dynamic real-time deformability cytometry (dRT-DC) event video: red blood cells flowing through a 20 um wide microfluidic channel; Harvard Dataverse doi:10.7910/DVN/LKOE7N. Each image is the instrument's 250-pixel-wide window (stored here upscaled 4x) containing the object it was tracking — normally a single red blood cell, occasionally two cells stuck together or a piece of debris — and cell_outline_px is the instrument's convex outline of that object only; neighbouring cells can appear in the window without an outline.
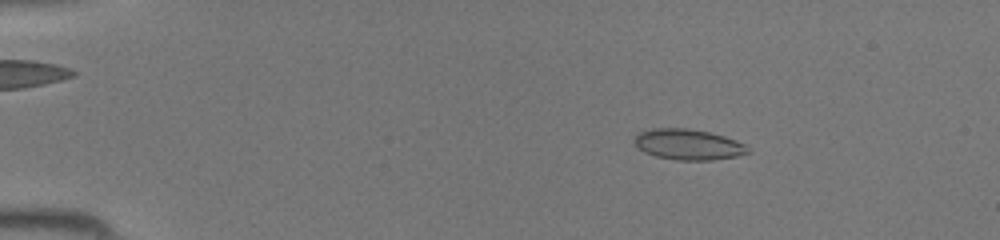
{"species": "common noctule bat (a hibernating species)", "species_latin": "Nyctalus noctula", "temperature_condition": "room temperature", "stored_images_in_passage": 46, "camera_frame_rate_fps": 3000, "um_per_image_px": 0.085, "animal": {"sex": "female", "body_mass_g": 19.5, "forearm_length_mm": 54.1}, "frame": {"image": 1, "passage_image": 8, "time_ms": 2.333, "image_size_px": [1000, 240], "cell_outline_px": [[752, 152], [736, 156], [712, 160], [676, 160], [656, 156], [644, 152], [632, 140], [640, 132], [652, 128], [688, 128], [708, 132], [724, 136], [736, 140], [744, 144]], "centroid_in_image_um": [58.51, 12.28], "position_along_channel_um": 26.5, "area_um2": 20.23}}
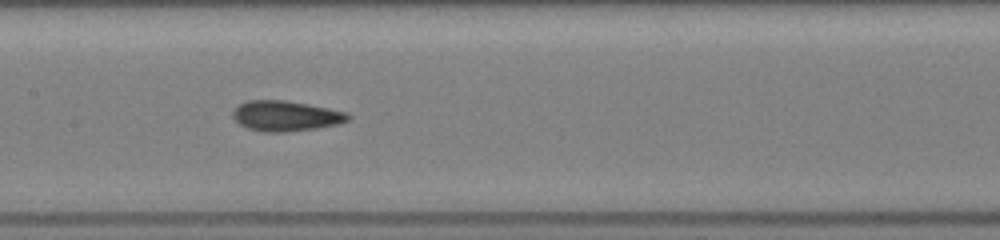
{"frame": {"image": 2, "passage_image": 24, "time_ms": 7.667, "image_size_px": [1000, 240], "cell_outline_px": [[352, 116], [348, 120], [340, 124], [316, 128], [284, 132], [260, 132], [248, 128], [240, 124], [232, 116], [232, 112], [240, 104], [248, 100], [284, 100], [308, 104], [348, 112]], "centroid_in_image_um": [24.32, 9.86], "position_along_channel_um": 183.1, "area_um2": 20.4}}
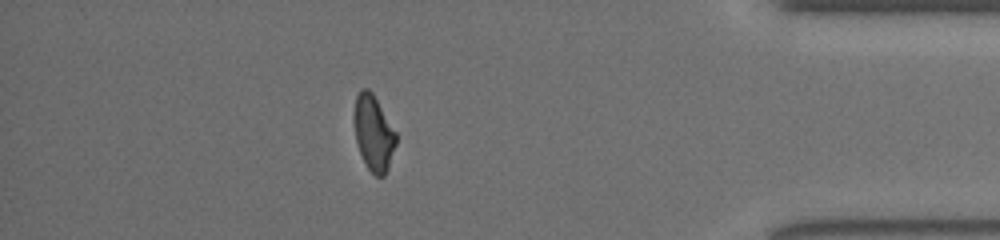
{"frame": {"image": 3, "passage_image": 41, "time_ms": 13.333, "image_size_px": [1000, 240], "cell_outline_px": [[396, 144], [388, 168], [384, 176], [376, 176], [368, 168], [360, 152], [356, 140], [352, 120], [352, 116], [356, 96], [360, 88], [368, 88], [372, 92], [396, 132]], "centroid_in_image_um": [31.72, 11.26], "position_along_channel_um": 403.5, "area_um2": 18.5}}